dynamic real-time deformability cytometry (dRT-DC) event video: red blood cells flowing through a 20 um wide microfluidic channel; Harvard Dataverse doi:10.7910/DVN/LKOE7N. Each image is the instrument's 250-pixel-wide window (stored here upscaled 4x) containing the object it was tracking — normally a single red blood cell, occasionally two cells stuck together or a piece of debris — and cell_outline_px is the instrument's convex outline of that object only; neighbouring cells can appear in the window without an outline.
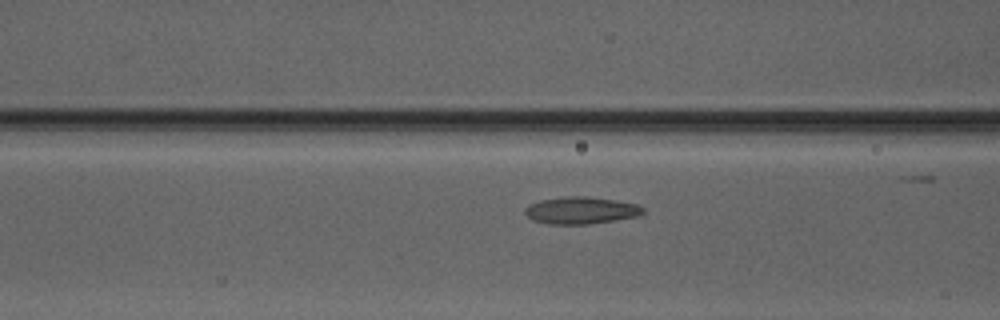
{"species": "Egyptian fruit bat (a non-hibernating species)", "species_latin": "Rousettus aegyptiacus", "temperature_condition": "warm", "stored_images_in_passage": 14, "camera_frame_rate_fps": 3000, "um_per_image_px": 0.085, "animal": {"sex": "male"}, "frame": {"image": 1, "passage_image": 12, "time_ms": 3.667, "image_size_px": [1000, 320], "cell_outline_px": [[644, 212], [640, 216], [616, 220], [588, 224], [548, 224], [532, 220], [524, 212], [524, 208], [528, 204], [540, 200], [568, 196], [588, 196], [616, 200], [636, 204], [644, 208]], "centroid_in_image_um": [49.38, 17.88], "position_along_channel_um": 117.2, "area_um2": 18.79}}